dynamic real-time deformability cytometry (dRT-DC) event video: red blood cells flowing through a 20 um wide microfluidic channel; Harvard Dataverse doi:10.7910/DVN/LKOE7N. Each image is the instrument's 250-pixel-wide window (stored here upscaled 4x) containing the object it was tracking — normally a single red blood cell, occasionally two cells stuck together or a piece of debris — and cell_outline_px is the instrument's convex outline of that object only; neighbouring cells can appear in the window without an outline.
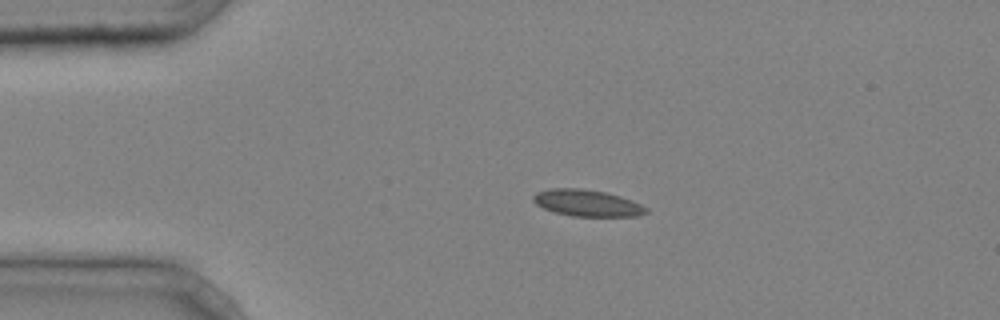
{"species": "common noctule bat (a hibernating species)", "species_latin": "Nyctalus noctula", "temperature_condition": "cold", "stored_images_in_passage": 4, "segment_of_instrument_passage": [1, 2], "camera_frame_rate_fps": 3000, "um_per_image_px": 0.085, "animal": {"sex": "male", "body_mass_g": 20.4}, "frame": {"image": 1, "passage_image": 2, "time_ms": 0.333, "image_size_px": [1000, 320], "cell_outline_px": [[648, 212], [636, 216], [572, 216], [556, 212], [544, 208], [536, 204], [532, 200], [532, 196], [536, 192], [552, 188], [580, 188], [604, 192], [620, 196], [632, 200], [648, 208]], "centroid_in_image_um": [49.9, 17.25], "position_along_channel_um": 35.1, "area_um2": 17.4}}